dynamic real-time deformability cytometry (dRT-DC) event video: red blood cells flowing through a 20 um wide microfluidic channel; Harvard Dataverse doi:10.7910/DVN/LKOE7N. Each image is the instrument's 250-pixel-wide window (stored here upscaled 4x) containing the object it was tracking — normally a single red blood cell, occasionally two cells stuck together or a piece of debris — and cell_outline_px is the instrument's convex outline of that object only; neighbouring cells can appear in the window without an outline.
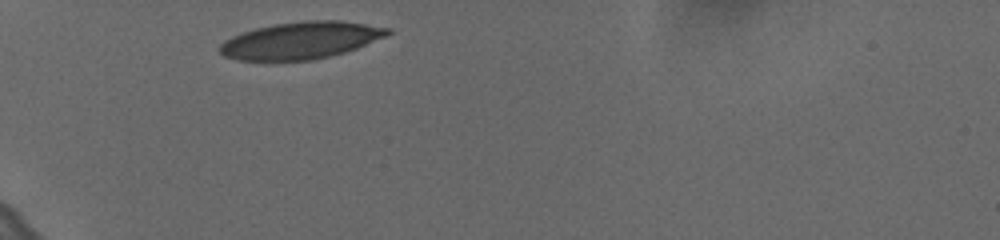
{"species": "human", "species_latin": "Homo sapiens", "temperature_condition": "cold", "stored_images_in_passage": 31, "camera_frame_rate_fps": 3000, "um_per_image_px": 0.085, "donor": {"sex": "female"}, "frame": {"image": 1, "passage_image": 1, "time_ms": 0.0, "image_size_px": [1000, 240], "cell_outline_px": [[392, 32], [384, 36], [356, 48], [344, 52], [312, 60], [236, 60], [224, 56], [220, 52], [220, 44], [224, 40], [232, 36], [256, 28], [276, 24], [308, 20], [340, 20], [392, 28]], "centroid_in_image_um": [25.56, 3.43], "position_along_channel_um": 59.4, "area_um2": 35.84}}
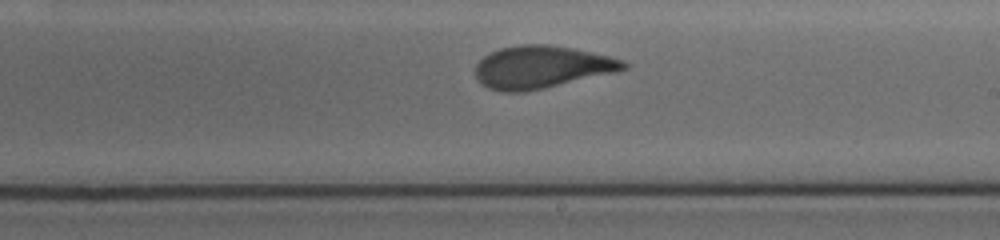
{"frame": {"image": 2, "passage_image": 18, "time_ms": 5.667, "image_size_px": [1000, 240], "cell_outline_px": [[628, 68], [612, 72], [544, 88], [524, 92], [504, 92], [488, 88], [476, 76], [476, 64], [484, 56], [500, 48], [524, 44], [548, 44], [572, 48], [608, 56], [624, 60], [628, 64]], "centroid_in_image_um": [46.01, 5.69], "position_along_channel_um": 243.0, "area_um2": 36.13}}
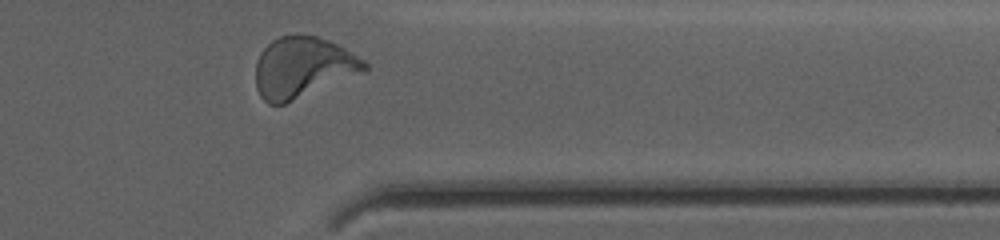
{"frame": {"image": 3, "passage_image": 30, "time_ms": 9.667, "image_size_px": [1000, 240], "cell_outline_px": [[368, 68], [364, 72], [284, 104], [268, 104], [260, 96], [256, 88], [256, 64], [260, 52], [272, 40], [280, 36], [316, 36], [328, 40], [344, 48], [364, 60], [368, 64]], "centroid_in_image_um": [25.73, 5.74], "position_along_channel_um": 385.7, "area_um2": 38.15}, "authors_computed_cell_mechanics": {"area_um2": 36.414, "velocity_mm_per_s": 3.6079, "shape_relaxation_time_tau1_ms": 4.275, "shape_relaxation_time_tau2_ms": 0.9987, "deformation_change_tau1": 0.1588, "deformation_change_tau2": 0.0593}}